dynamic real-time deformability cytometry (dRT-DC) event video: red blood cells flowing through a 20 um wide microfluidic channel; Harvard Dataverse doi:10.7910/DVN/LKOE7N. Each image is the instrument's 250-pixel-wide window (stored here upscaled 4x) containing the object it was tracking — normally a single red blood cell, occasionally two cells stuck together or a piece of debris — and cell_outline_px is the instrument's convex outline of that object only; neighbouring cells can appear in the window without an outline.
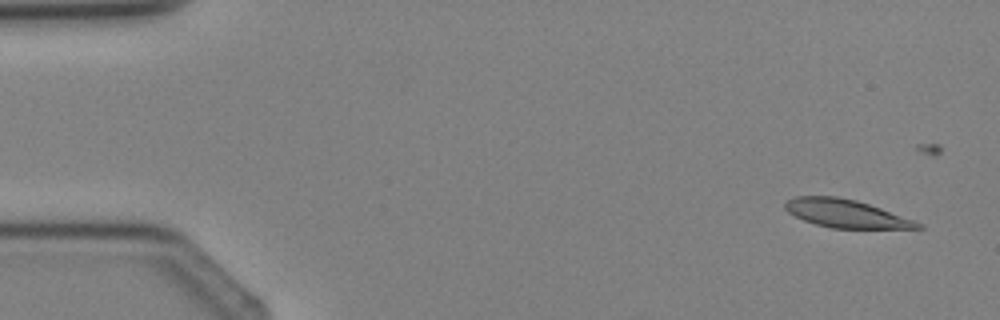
{"species": "Egyptian fruit bat (a non-hibernating species)", "species_latin": "Rousettus aegyptiacus", "temperature_condition": "cold", "stored_images_in_passage": 4, "camera_frame_rate_fps": 3000, "um_per_image_px": 0.085, "animal": {"sex": "female"}, "frame": {"image": 1, "passage_image": 1, "time_ms": 0.0, "image_size_px": [1000, 320], "cell_outline_px": [[924, 228], [832, 228], [816, 224], [804, 220], [788, 212], [784, 208], [784, 204], [788, 200], [796, 196], [836, 196], [856, 200], [880, 208], [912, 220], [920, 224]], "centroid_in_image_um": [71.84, 18.14], "position_along_channel_um": 13.2, "area_um2": 21.21}}